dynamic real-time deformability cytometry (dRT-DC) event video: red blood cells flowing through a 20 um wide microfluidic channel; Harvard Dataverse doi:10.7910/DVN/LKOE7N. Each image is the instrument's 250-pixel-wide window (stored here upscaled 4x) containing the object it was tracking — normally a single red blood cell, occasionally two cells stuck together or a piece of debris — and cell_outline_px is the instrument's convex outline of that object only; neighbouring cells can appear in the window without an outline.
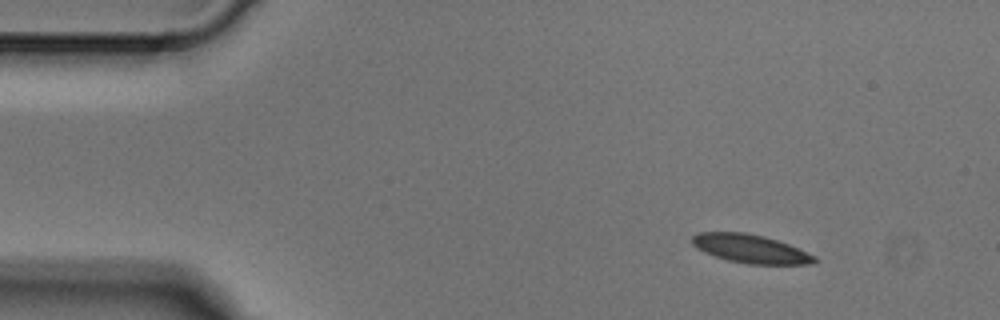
{"species": "Egyptian fruit bat (a non-hibernating species)", "species_latin": "Rousettus aegyptiacus", "temperature_condition": "cold", "stored_images_in_passage": 3, "camera_frame_rate_fps": 3000, "um_per_image_px": 0.085, "animal": {"sex": "male"}, "frame": {"image": 1, "passage_image": 1, "time_ms": 0.0, "image_size_px": [1000, 320], "cell_outline_px": [[816, 260], [812, 264], [748, 264], [728, 260], [704, 252], [696, 248], [692, 244], [692, 236], [696, 232], [744, 232], [764, 236], [788, 244], [816, 256]], "centroid_in_image_um": [63.76, 21.14], "position_along_channel_um": 21.2, "area_um2": 20.23}}